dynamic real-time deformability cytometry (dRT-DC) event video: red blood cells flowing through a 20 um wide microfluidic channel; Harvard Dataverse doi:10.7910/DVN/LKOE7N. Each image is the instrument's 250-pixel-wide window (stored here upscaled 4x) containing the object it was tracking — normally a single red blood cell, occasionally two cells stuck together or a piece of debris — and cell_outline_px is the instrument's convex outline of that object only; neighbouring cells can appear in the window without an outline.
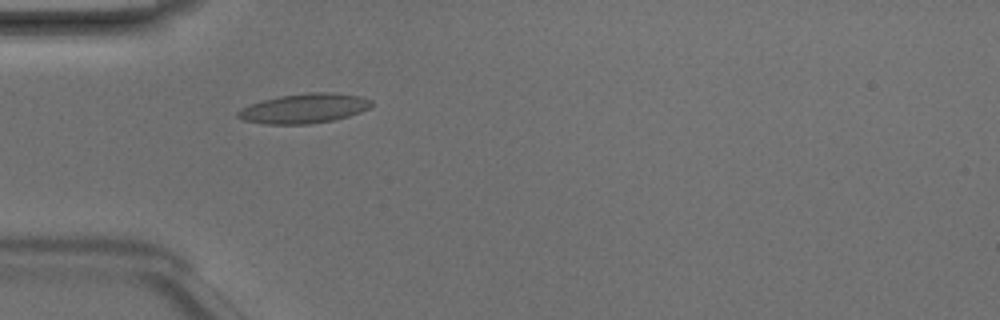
{"species": "Egyptian fruit bat (a non-hibernating species)", "species_latin": "Rousettus aegyptiacus", "temperature_condition": "room temperature", "stored_images_in_passage": 48, "camera_frame_rate_fps": 3000, "um_per_image_px": 0.085, "animal": {"sex": "male"}, "frame": {"image": 1, "passage_image": 15, "time_ms": 4.667, "image_size_px": [1000, 320], "cell_outline_px": [[372, 104], [368, 108], [360, 112], [348, 116], [332, 120], [308, 124], [264, 124], [244, 120], [236, 116], [236, 112], [240, 108], [260, 100], [280, 96], [308, 92], [332, 92], [360, 96], [372, 100]], "centroid_in_image_um": [25.82, 9.21], "position_along_channel_um": 59.2, "area_um2": 23.12}}
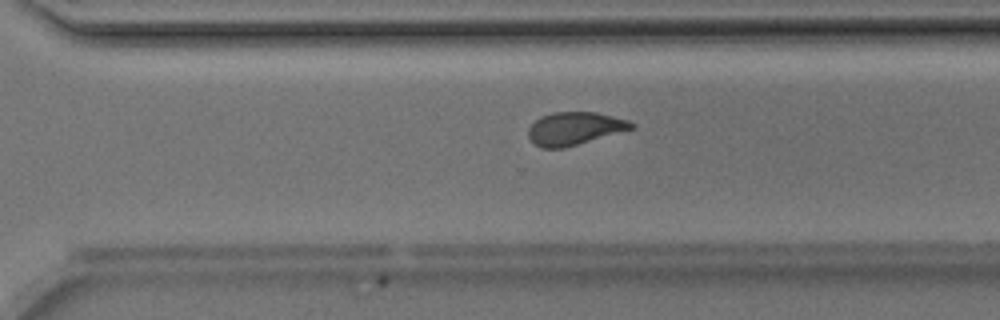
{"frame": {"image": 2, "passage_image": 34, "time_ms": 11.0, "image_size_px": [1000, 320], "cell_outline_px": [[636, 128], [564, 148], [540, 148], [528, 136], [528, 128], [540, 116], [552, 112], [596, 112], [628, 120], [636, 124]], "centroid_in_image_um": [48.86, 10.92], "position_along_channel_um": 321.7, "area_um2": 19.83}}
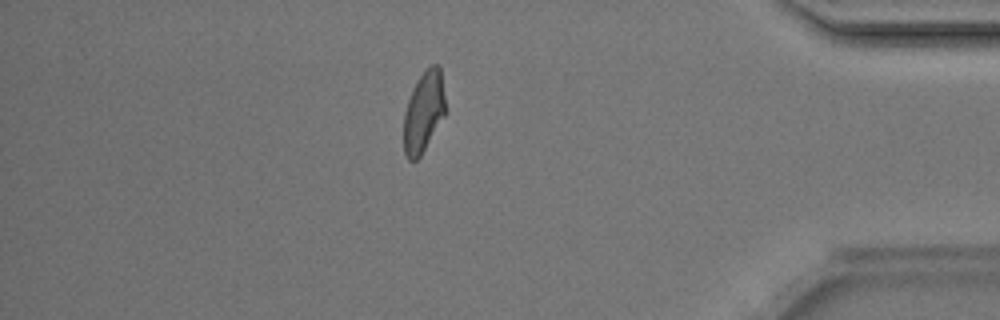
{"frame": {"image": 3, "passage_image": 42, "time_ms": 13.667, "image_size_px": [1000, 320], "cell_outline_px": [[444, 116], [420, 156], [416, 160], [408, 160], [404, 152], [404, 112], [408, 100], [420, 76], [432, 64], [440, 64], [444, 96]], "centroid_in_image_um": [36.0, 9.52], "position_along_channel_um": 399.2, "area_um2": 19.13}, "authors_computed_cell_mechanics": {"area_um2": 20.6635, "velocity_mm_per_s": 4.2116, "shape_relaxation_time_tau1_ms": 6.6737, "shape_relaxation_time_tau2_ms": 1.2072, "deformation_change_tau1": 0.2, "deformation_change_tau2": 0.0649}}